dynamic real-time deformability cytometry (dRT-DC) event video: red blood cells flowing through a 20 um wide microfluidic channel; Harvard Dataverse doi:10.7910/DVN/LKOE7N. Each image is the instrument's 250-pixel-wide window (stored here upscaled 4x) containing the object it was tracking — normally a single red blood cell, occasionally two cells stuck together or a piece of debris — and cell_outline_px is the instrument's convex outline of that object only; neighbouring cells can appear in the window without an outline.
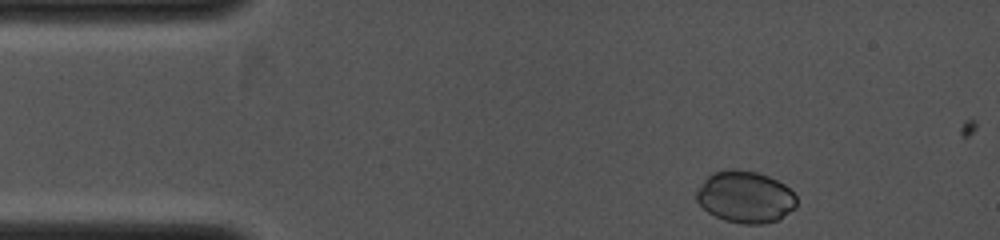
{"species": "common noctule bat (a hibernating species)", "species_latin": "Nyctalus noctula", "temperature_condition": "cold", "stored_images_in_passage": 12, "camera_frame_rate_fps": 4000, "um_per_image_px": 0.085, "animal": {"sex": "female", "body_mass_g": 19.0, "forearm_length_mm": 53.3}, "frame": {"image": 1, "passage_image": 1, "time_ms": 0.0, "image_size_px": [1000, 240], "cell_outline_px": [[796, 208], [776, 220], [764, 224], [740, 224], [724, 220], [708, 212], [696, 200], [696, 188], [712, 172], [736, 168], [756, 172], [768, 176], [784, 184], [796, 196]], "centroid_in_image_um": [63.32, 16.74], "position_along_channel_um": 21.7, "area_um2": 30.29}}